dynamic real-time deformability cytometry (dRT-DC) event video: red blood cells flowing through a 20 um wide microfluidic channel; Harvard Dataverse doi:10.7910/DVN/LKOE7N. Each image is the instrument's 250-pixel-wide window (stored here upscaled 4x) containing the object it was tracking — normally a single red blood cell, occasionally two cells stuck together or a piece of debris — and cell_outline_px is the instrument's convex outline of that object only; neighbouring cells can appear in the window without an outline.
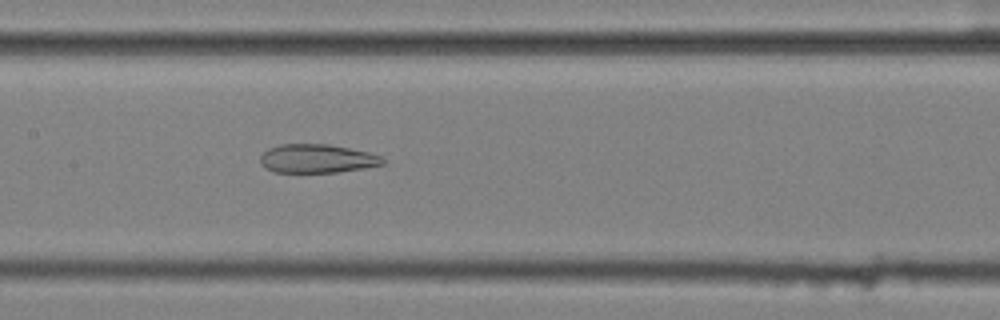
{"species": "common noctule bat (a hibernating species)", "species_latin": "Nyctalus noctula", "temperature_condition": "cold", "stored_images_in_passage": 39, "camera_frame_rate_fps": 3000, "um_per_image_px": 0.085, "animal": {"sex": "female", "body_mass_g": 25.1}, "frame": {"image": 1, "passage_image": 10, "time_ms": 3.0, "image_size_px": [1000, 320], "cell_outline_px": [[384, 164], [364, 168], [336, 172], [272, 172], [264, 168], [260, 164], [260, 156], [268, 148], [280, 144], [328, 144], [368, 152], [384, 156]], "centroid_in_image_um": [26.93, 13.48], "position_along_channel_um": 180.5, "area_um2": 20.58}}
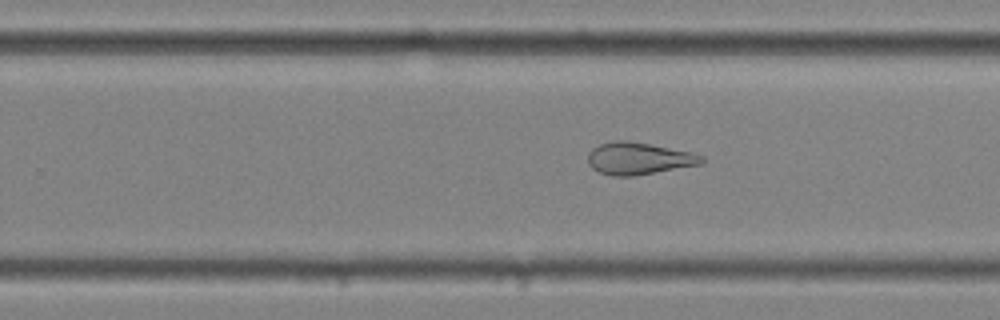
{"frame": {"image": 2, "passage_image": 18, "time_ms": 5.667, "image_size_px": [1000, 320], "cell_outline_px": [[704, 160], [700, 164], [636, 176], [612, 176], [600, 172], [592, 168], [588, 164], [588, 152], [592, 148], [600, 144], [616, 140], [624, 140], [648, 144], [692, 152], [704, 156]], "centroid_in_image_um": [54.27, 13.48], "position_along_channel_um": 275.5, "area_um2": 21.21}}
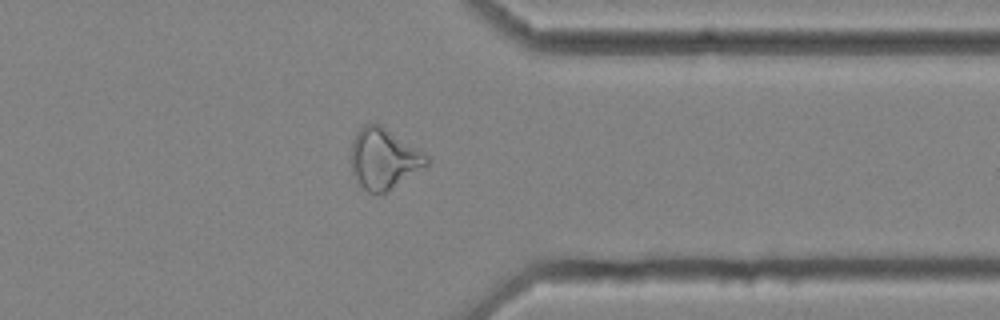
{"frame": {"image": 3, "passage_image": 27, "time_ms": 8.667, "image_size_px": [1000, 320], "cell_outline_px": [[428, 164], [388, 192], [368, 192], [360, 184], [352, 172], [352, 140], [356, 132], [364, 124], [380, 124], [424, 152], [428, 156]], "centroid_in_image_um": [32.62, 13.48], "position_along_channel_um": 378.8, "area_um2": 26.36}, "authors_computed_cell_mechanics": {"area_um2": 23.7558, "velocity_mm_per_s": 3.5782, "shape_relaxation_time_tau1_ms": null, "shape_relaxation_time_tau2_ms": 2.3773, "deformation_change_tau1": null, "deformation_change_tau2": 0.1074}}